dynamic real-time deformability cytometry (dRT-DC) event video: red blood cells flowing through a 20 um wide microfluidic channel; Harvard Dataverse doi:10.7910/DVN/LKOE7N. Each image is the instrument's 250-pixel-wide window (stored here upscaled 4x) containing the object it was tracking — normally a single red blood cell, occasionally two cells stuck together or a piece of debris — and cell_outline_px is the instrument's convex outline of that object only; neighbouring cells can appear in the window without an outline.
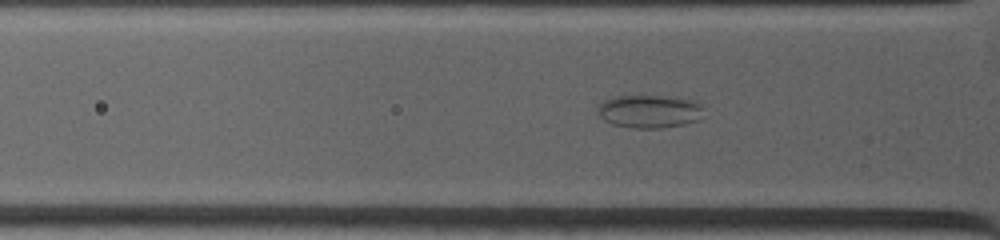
{"species": "common noctule bat (a hibernating species)", "species_latin": "Nyctalus noctula", "temperature_condition": "warm", "stored_images_in_passage": 37, "camera_frame_rate_fps": 4500, "um_per_image_px": 0.085, "animal": {"sex": "female", "body_mass_g": 19.0, "forearm_length_mm": 53.3}, "frame": {"image": 1, "passage_image": 8, "time_ms": 2.222, "image_size_px": [1000, 240], "cell_outline_px": [[704, 108], [700, 120], [684, 124], [660, 128], [636, 128], [612, 124], [604, 120], [596, 112], [600, 104], [604, 100], [616, 96], [676, 96], [692, 100], [700, 104]], "centroid_in_image_um": [55.23, 9.46], "position_along_channel_um": 70.6, "area_um2": 20.58}}
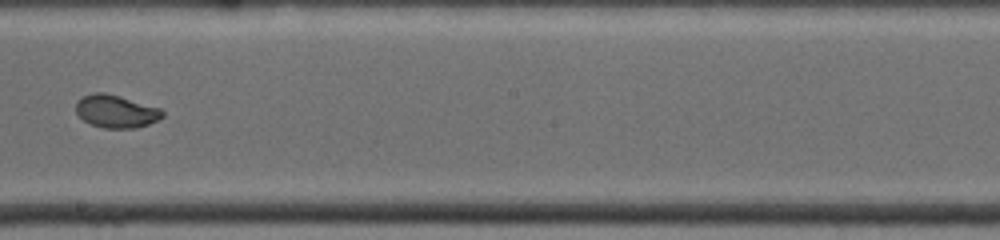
{"frame": {"image": 2, "passage_image": 21, "time_ms": 6.444, "image_size_px": [1000, 240], "cell_outline_px": [[164, 116], [148, 124], [136, 128], [104, 128], [92, 124], [84, 120], [76, 112], [76, 100], [92, 92], [104, 92], [120, 96], [160, 108], [164, 112]], "centroid_in_image_um": [9.85, 9.45], "position_along_channel_um": 238.3, "area_um2": 16.47}}
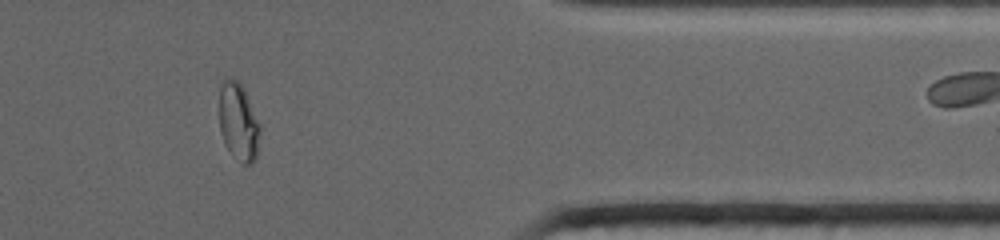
{"frame": {"image": 3, "passage_image": 30, "time_ms": 10.889, "image_size_px": [1000, 240], "cell_outline_px": [[260, 132], [256, 160], [252, 164], [240, 164], [232, 156], [220, 132], [220, 88], [224, 76], [232, 76], [244, 88], [260, 124]], "centroid_in_image_um": [20.28, 10.36], "position_along_channel_um": 391.1, "area_um2": 18.73}}